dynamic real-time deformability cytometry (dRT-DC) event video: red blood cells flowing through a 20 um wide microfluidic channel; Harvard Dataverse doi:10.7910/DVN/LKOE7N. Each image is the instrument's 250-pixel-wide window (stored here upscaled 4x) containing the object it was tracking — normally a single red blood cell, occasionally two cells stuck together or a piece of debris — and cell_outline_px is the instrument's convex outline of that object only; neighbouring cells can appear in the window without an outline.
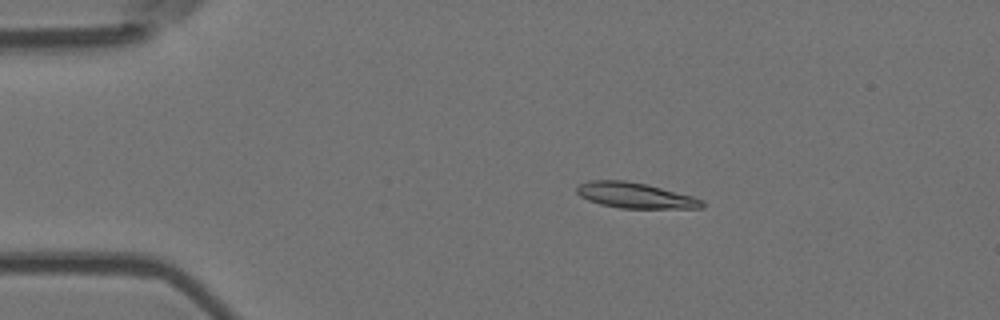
{"species": "Egyptian fruit bat (a non-hibernating species)", "species_latin": "Rousettus aegyptiacus", "temperature_condition": "room temperature", "stored_images_in_passage": 7, "camera_frame_rate_fps": 3000, "um_per_image_px": 0.085, "animal": {"sex": "female"}, "frame": {"image": 1, "passage_image": 2, "time_ms": 0.333, "image_size_px": [1000, 320], "cell_outline_px": [[704, 208], [620, 208], [600, 204], [588, 200], [580, 196], [576, 192], [576, 188], [580, 184], [588, 180], [624, 180], [644, 184], [692, 196], [704, 200]], "centroid_in_image_um": [53.96, 16.61], "position_along_channel_um": 31.0, "area_um2": 18.5}}
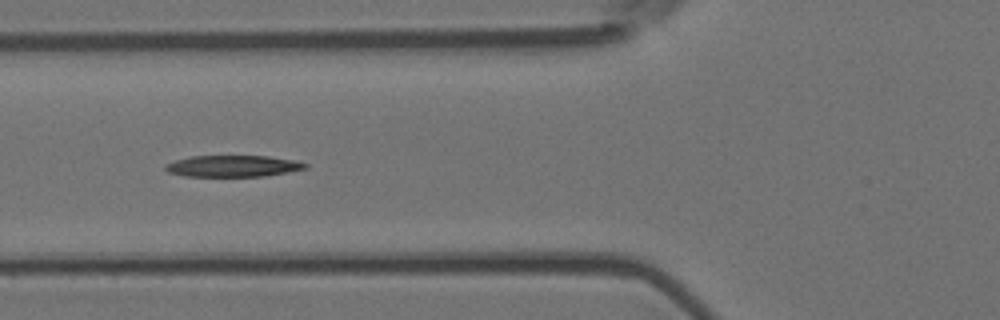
{"frame": {"image": 2, "passage_image": 5, "time_ms": 1.333, "image_size_px": [1000, 320], "cell_outline_px": [[308, 168], [288, 172], [264, 176], [184, 176], [168, 172], [164, 168], [164, 164], [176, 160], [192, 156], [268, 156], [296, 160], [308, 164]], "centroid_in_image_um": [19.81, 14.11], "position_along_channel_um": 106.0, "area_um2": 17.51}}
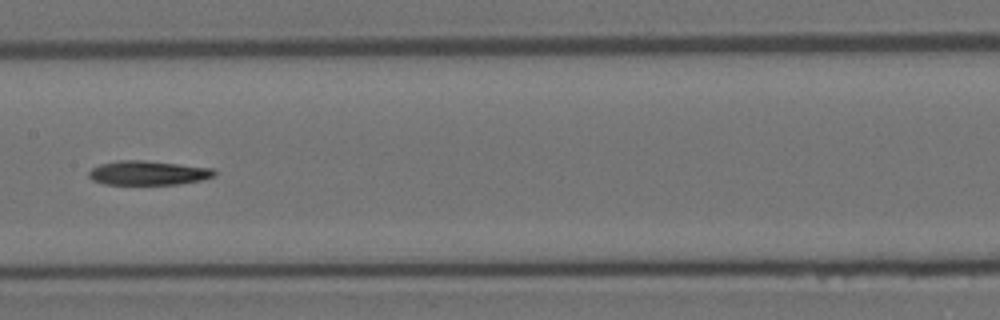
{"frame": {"image": 3, "passage_image": 7, "time_ms": 2.0, "image_size_px": [1000, 320], "cell_outline_px": [[216, 176], [200, 180], [176, 184], [104, 184], [92, 180], [88, 176], [88, 172], [92, 168], [100, 164], [120, 160], [144, 160], [212, 168], [216, 172]], "centroid_in_image_um": [12.57, 14.69], "position_along_channel_um": 194.8, "area_um2": 17.63}}